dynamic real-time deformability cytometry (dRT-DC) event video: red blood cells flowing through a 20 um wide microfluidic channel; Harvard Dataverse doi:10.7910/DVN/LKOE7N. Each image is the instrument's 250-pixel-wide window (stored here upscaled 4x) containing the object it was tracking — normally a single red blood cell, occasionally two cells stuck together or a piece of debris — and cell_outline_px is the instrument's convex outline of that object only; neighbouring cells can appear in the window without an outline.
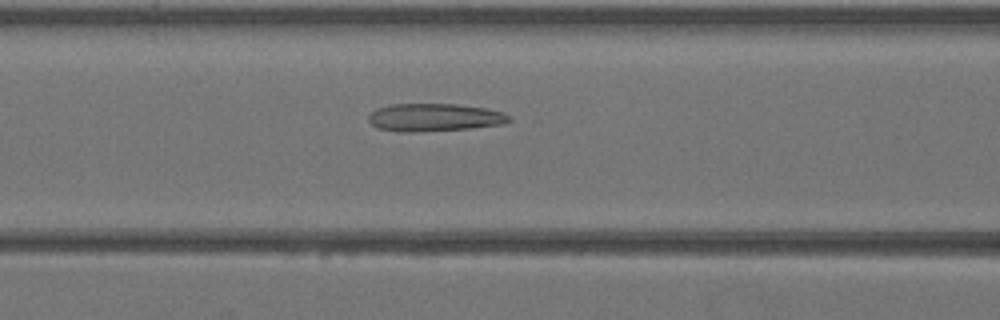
{"species": "Egyptian fruit bat (a non-hibernating species)", "species_latin": "Rousettus aegyptiacus", "temperature_condition": "warm", "stored_images_in_passage": 43, "camera_frame_rate_fps": 3000, "um_per_image_px": 0.085, "animal": {"sex": "female"}, "frame": {"image": 1, "passage_image": 18, "time_ms": 5.667, "image_size_px": [1000, 320], "cell_outline_px": [[512, 120], [504, 124], [472, 128], [412, 132], [400, 132], [376, 128], [368, 120], [368, 116], [376, 108], [388, 104], [456, 104], [484, 108], [500, 112], [512, 116]], "centroid_in_image_um": [36.9, 9.98], "position_along_channel_um": 129.7, "area_um2": 22.89}}
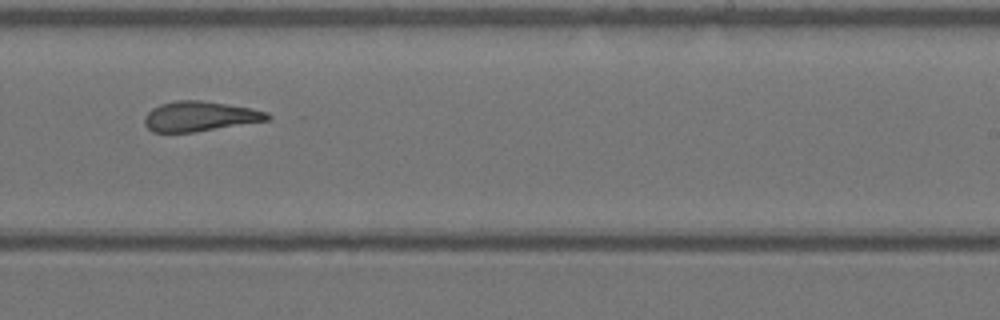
{"frame": {"image": 2, "passage_image": 27, "time_ms": 8.667, "image_size_px": [1000, 320], "cell_outline_px": [[272, 116], [268, 120], [192, 132], [152, 132], [144, 124], [144, 116], [152, 108], [160, 104], [176, 100], [200, 100], [252, 108], [268, 112]], "centroid_in_image_um": [16.96, 9.88], "position_along_channel_um": 272.0, "area_um2": 21.33}}
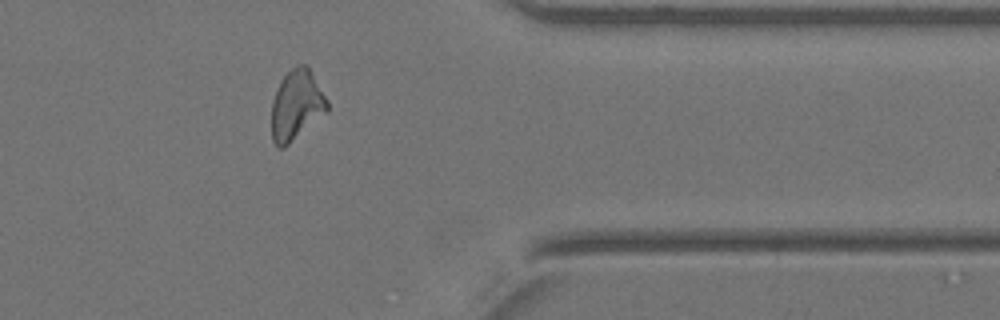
{"frame": {"image": 3, "passage_image": 35, "time_ms": 11.333, "image_size_px": [1000, 320], "cell_outline_px": [[328, 112], [284, 148], [280, 148], [272, 140], [272, 100], [284, 76], [292, 68], [300, 64], [308, 64], [328, 100]], "centroid_in_image_um": [25.23, 8.93], "position_along_channel_um": 386.2, "area_um2": 22.77}}